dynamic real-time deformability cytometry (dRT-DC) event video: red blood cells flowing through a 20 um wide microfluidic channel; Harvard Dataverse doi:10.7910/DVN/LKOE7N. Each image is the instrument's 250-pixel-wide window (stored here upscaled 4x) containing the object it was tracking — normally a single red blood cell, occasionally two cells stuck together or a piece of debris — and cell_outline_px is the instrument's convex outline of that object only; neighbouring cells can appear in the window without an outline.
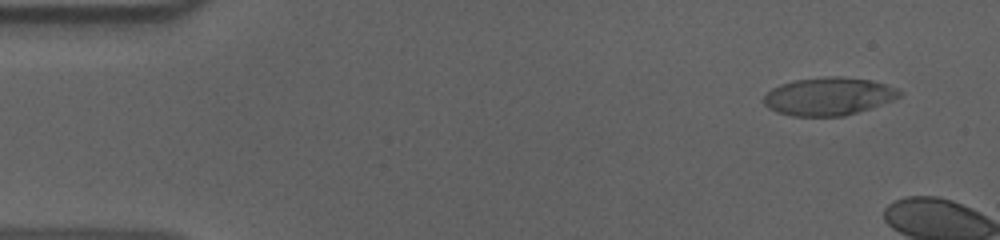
{"species": "human", "species_latin": "Homo sapiens", "temperature_condition": "cold", "stored_images_in_passage": 9, "camera_frame_rate_fps": 3000, "um_per_image_px": 0.085, "donor": {"sex": "male"}, "frame": {"image": 1, "passage_image": 4, "time_ms": 1.0, "image_size_px": [1000, 240], "cell_outline_px": [[900, 96], [892, 100], [872, 108], [844, 116], [792, 116], [776, 112], [768, 108], [764, 104], [764, 96], [772, 88], [780, 84], [796, 80], [824, 76], [840, 76], [872, 80], [896, 88], [900, 92]], "centroid_in_image_um": [70.41, 8.19], "position_along_channel_um": 14.6, "area_um2": 30.0}}